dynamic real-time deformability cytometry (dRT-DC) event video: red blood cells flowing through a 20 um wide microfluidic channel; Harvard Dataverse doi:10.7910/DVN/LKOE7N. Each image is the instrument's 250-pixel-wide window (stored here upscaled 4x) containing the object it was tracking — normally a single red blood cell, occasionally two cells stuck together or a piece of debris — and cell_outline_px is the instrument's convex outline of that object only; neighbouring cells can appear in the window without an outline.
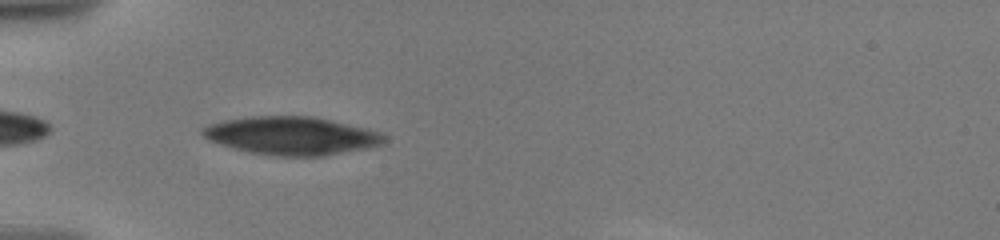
{"species": "human", "species_latin": "Homo sapiens", "temperature_condition": "warm", "stored_images_in_passage": 33, "camera_frame_rate_fps": 3000, "um_per_image_px": 0.085, "donor": {"sex": "male"}, "frame": {"image": 1, "passage_image": 1, "time_ms": 0.0, "image_size_px": [1000, 240], "cell_outline_px": [[388, 140], [384, 144], [368, 148], [324, 156], [276, 156], [252, 152], [236, 148], [212, 140], [204, 136], [200, 132], [200, 128], [208, 124], [224, 120], [248, 116], [312, 116], [332, 120], [368, 128], [380, 132]], "centroid_in_image_um": [24.84, 11.53], "position_along_channel_um": 60.2, "area_um2": 40.34}}
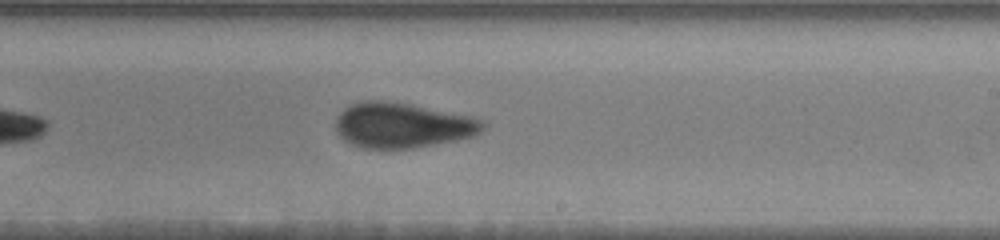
{"frame": {"image": 2, "passage_image": 15, "time_ms": 5.667, "image_size_px": [1000, 240], "cell_outline_px": [[488, 124], [480, 132], [472, 136], [456, 140], [412, 148], [364, 148], [352, 144], [344, 140], [336, 132], [336, 116], [344, 108], [360, 100], [384, 100], [408, 104], [472, 116], [484, 120]], "centroid_in_image_um": [34.19, 10.64], "position_along_channel_um": 254.8, "area_um2": 38.78}}
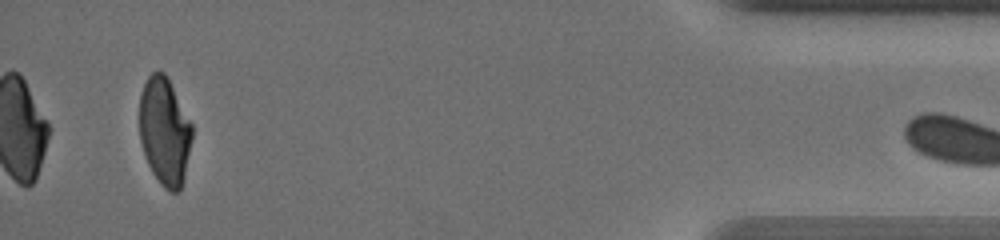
{"frame": {"image": 3, "passage_image": 32, "time_ms": 12.0, "image_size_px": [1000, 240], "cell_outline_px": [[192, 136], [184, 180], [180, 188], [176, 192], [168, 192], [160, 184], [152, 172], [148, 164], [140, 140], [140, 96], [144, 84], [148, 76], [152, 72], [164, 72], [192, 124]], "centroid_in_image_um": [13.99, 11.2], "position_along_channel_um": 421.2, "area_um2": 32.71}}